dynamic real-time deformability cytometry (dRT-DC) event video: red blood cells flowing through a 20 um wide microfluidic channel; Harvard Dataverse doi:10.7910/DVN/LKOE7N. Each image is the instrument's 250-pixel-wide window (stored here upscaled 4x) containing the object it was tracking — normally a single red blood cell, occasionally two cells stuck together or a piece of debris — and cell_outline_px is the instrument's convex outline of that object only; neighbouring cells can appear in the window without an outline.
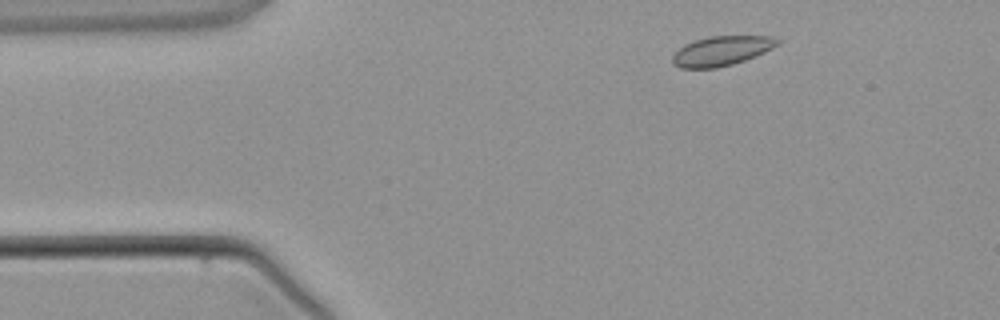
{"species": "common noctule bat (a hibernating species)", "species_latin": "Nyctalus noctula", "temperature_condition": "warm", "stored_images_in_passage": 4, "camera_frame_rate_fps": 3000, "um_per_image_px": 0.085, "animal": {"sex": "male", "body_mass_g": 21.5, "forearm_length_mm": 52.0}, "frame": {"image": 1, "passage_image": 1, "time_ms": 0.0, "image_size_px": [1000, 320], "cell_outline_px": [[780, 44], [756, 56], [732, 64], [716, 68], [680, 68], [672, 64], [672, 56], [684, 44], [696, 40], [712, 36], [772, 36], [780, 40]], "centroid_in_image_um": [61.34, 4.33], "position_along_channel_um": 23.7, "area_um2": 18.03}}
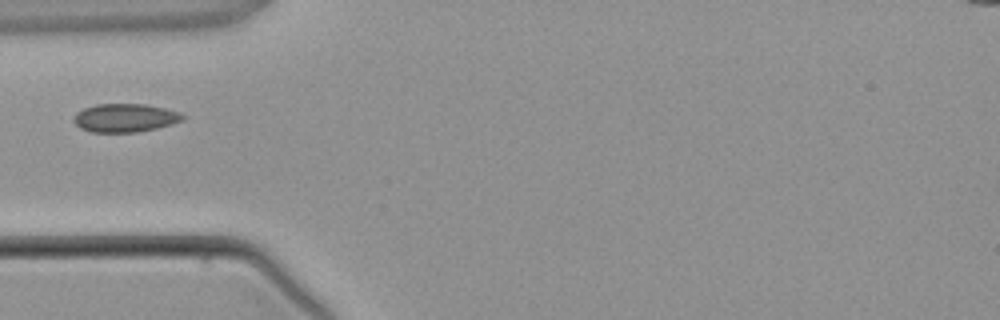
{"frame": {"image": 2, "passage_image": 3, "time_ms": 2.333, "image_size_px": [1000, 320], "cell_outline_px": [[184, 120], [172, 124], [156, 128], [136, 132], [92, 132], [80, 128], [72, 120], [76, 112], [84, 108], [96, 104], [144, 104], [164, 108], [180, 112], [184, 116]], "centroid_in_image_um": [10.62, 10.02], "position_along_channel_um": 74.4, "area_um2": 18.03}}
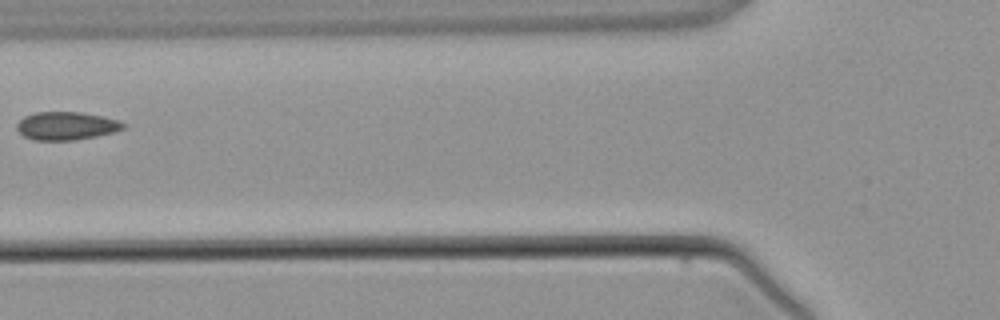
{"frame": {"image": 3, "passage_image": 4, "time_ms": 3.333, "image_size_px": [1000, 320], "cell_outline_px": [[128, 124], [124, 128], [112, 132], [96, 136], [76, 140], [32, 140], [24, 136], [16, 128], [16, 124], [24, 116], [36, 112], [80, 112], [104, 116], [120, 120]], "centroid_in_image_um": [5.66, 10.69], "position_along_channel_um": 120.1, "area_um2": 17.57}}